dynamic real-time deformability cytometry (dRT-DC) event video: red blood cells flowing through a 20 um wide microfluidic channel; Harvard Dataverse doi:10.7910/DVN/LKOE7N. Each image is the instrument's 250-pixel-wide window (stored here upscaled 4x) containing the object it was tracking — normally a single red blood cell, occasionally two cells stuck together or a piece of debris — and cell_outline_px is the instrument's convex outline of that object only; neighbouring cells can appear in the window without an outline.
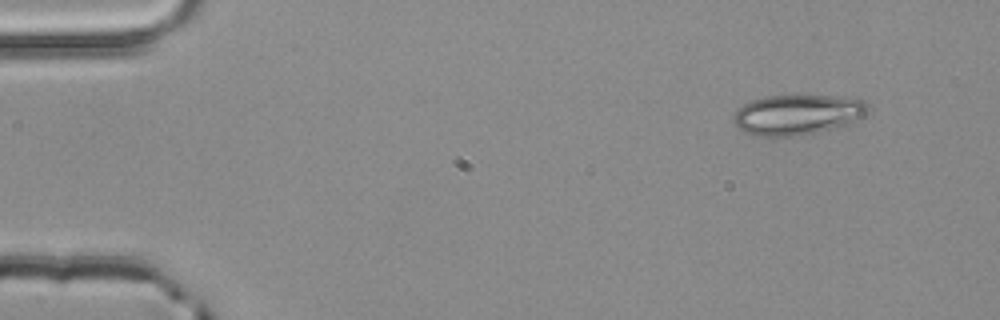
{"species": "common noctule bat (a hibernating species)", "species_latin": "Nyctalus noctula", "temperature_condition": "room temperature", "stored_images_in_passage": 4, "camera_frame_rate_fps": 3000, "um_per_image_px": 0.085, "animal": {"sex": "male", "body_mass_g": 20.4}, "frame": {"image": 1, "passage_image": 1, "time_ms": 0.0, "image_size_px": [1000, 320], "cell_outline_px": [[872, 108], [868, 112], [848, 124], [836, 128], [800, 136], [752, 136], [736, 128], [732, 124], [732, 116], [744, 104], [752, 100], [764, 96], [856, 96], [864, 100]], "centroid_in_image_um": [67.79, 9.75], "position_along_channel_um": 17.2, "area_um2": 32.14}}